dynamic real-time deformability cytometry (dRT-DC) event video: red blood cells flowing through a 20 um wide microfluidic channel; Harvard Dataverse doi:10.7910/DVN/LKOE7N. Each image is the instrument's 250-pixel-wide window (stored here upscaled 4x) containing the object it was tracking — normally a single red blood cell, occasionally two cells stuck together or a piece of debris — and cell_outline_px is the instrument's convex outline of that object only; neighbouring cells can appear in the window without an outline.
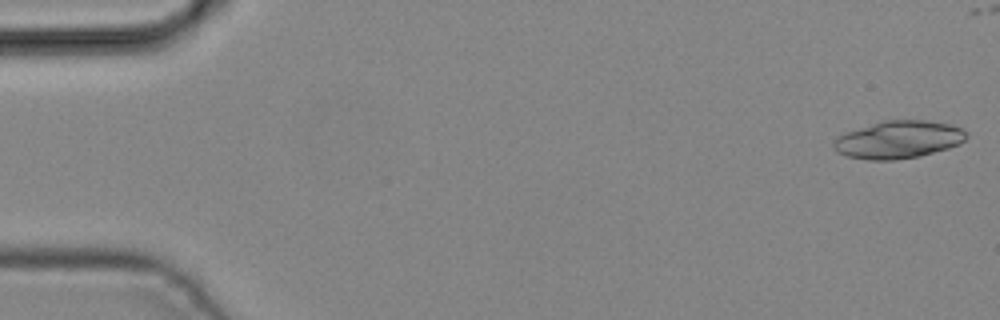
{"species": "common noctule bat (a hibernating species)", "species_latin": "Nyctalus noctula", "temperature_condition": "cold", "stored_images_in_passage": 3, "camera_frame_rate_fps": 3000, "um_per_image_px": 0.085, "animal": {"sex": "male", "body_mass_g": 19.2, "forearm_length_mm": 51.8}, "frame": {"image": 1, "passage_image": 3, "time_ms": 0.667, "image_size_px": [1000, 320], "cell_outline_px": [[968, 136], [960, 144], [948, 148], [920, 156], [896, 160], [868, 160], [848, 156], [836, 152], [832, 148], [832, 144], [836, 136], [884, 120], [924, 120], [952, 124], [964, 128], [968, 132]], "centroid_in_image_um": [76.4, 11.87], "position_along_channel_um": 8.6, "area_um2": 29.3}}